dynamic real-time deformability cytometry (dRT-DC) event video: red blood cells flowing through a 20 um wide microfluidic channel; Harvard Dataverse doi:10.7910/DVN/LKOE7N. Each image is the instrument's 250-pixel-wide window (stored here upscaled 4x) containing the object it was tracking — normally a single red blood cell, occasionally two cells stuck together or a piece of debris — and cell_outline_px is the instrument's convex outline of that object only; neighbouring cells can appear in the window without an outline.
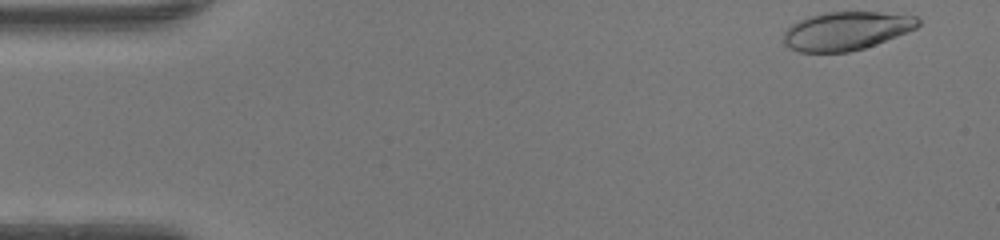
{"species": "human", "species_latin": "Homo sapiens", "temperature_condition": "warm", "stored_images_in_passage": 31, "camera_frame_rate_fps": 3000, "um_per_image_px": 0.085, "donor": {"sex": "female"}, "frame": {"image": 1, "passage_image": 1, "time_ms": 0.0, "image_size_px": [1000, 240], "cell_outline_px": [[920, 24], [916, 28], [908, 32], [864, 48], [848, 52], [800, 52], [788, 48], [784, 44], [784, 32], [792, 24], [808, 16], [824, 12], [880, 12], [916, 16], [920, 20]], "centroid_in_image_um": [71.93, 2.62], "position_along_channel_um": 13.1, "area_um2": 30.11}}
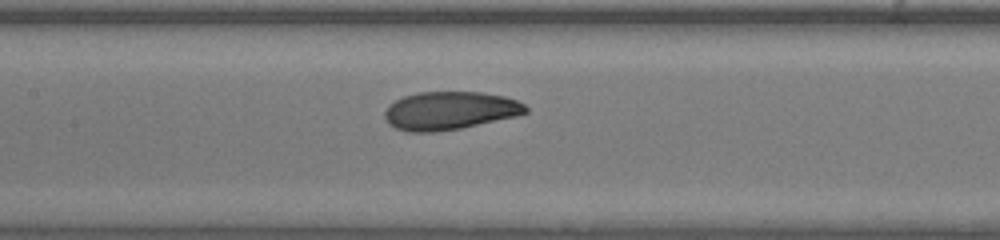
{"frame": {"image": 2, "passage_image": 21, "time_ms": 6.667, "image_size_px": [1000, 240], "cell_outline_px": [[528, 112], [516, 116], [460, 128], [436, 132], [408, 132], [396, 128], [388, 124], [384, 116], [384, 112], [388, 104], [404, 96], [416, 92], [480, 92], [504, 96], [516, 100], [524, 104], [528, 108]], "centroid_in_image_um": [38.2, 9.4], "position_along_channel_um": 169.2, "area_um2": 31.39}}
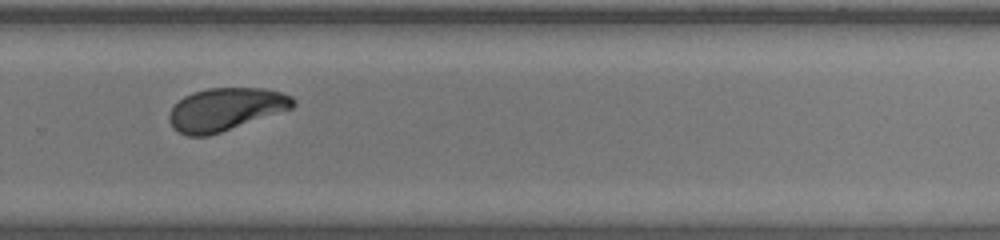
{"frame": {"image": 3, "passage_image": 31, "time_ms": 10.0, "image_size_px": [1000, 240], "cell_outline_px": [[296, 104], [292, 108], [208, 136], [188, 136], [172, 128], [168, 120], [168, 112], [184, 96], [192, 92], [208, 88], [264, 88], [280, 92], [292, 96], [296, 100]], "centroid_in_image_um": [19.15, 9.28], "position_along_channel_um": 310.6, "area_um2": 30.75}}